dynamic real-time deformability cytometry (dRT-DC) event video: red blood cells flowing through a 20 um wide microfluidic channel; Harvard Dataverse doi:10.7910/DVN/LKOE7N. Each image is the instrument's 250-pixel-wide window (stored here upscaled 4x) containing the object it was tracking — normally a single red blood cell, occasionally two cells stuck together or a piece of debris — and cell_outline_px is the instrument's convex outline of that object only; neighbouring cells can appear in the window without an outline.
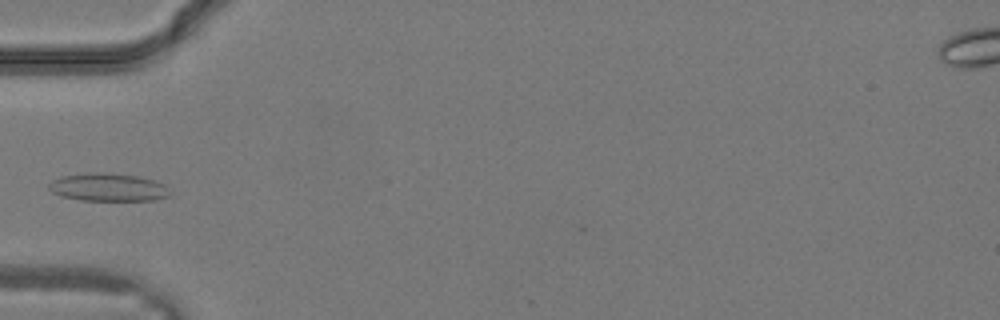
{"species": "common noctule bat (a hibernating species)", "species_latin": "Nyctalus noctula", "temperature_condition": "warm", "stored_images_in_passage": 29, "camera_frame_rate_fps": 3000, "um_per_image_px": 0.085, "animal": {"sex": "male", "body_mass_g": 19.2, "forearm_length_mm": 51.8}, "frame": {"image": 1, "passage_image": 9, "time_ms": 2.667, "image_size_px": [1000, 320], "cell_outline_px": [[172, 196], [152, 200], [80, 200], [60, 196], [52, 192], [48, 188], [48, 184], [52, 180], [60, 176], [88, 172], [100, 172], [136, 176], [152, 180], [164, 184], [168, 188]], "centroid_in_image_um": [9.15, 15.92], "position_along_channel_um": 75.8, "area_um2": 19.77}}
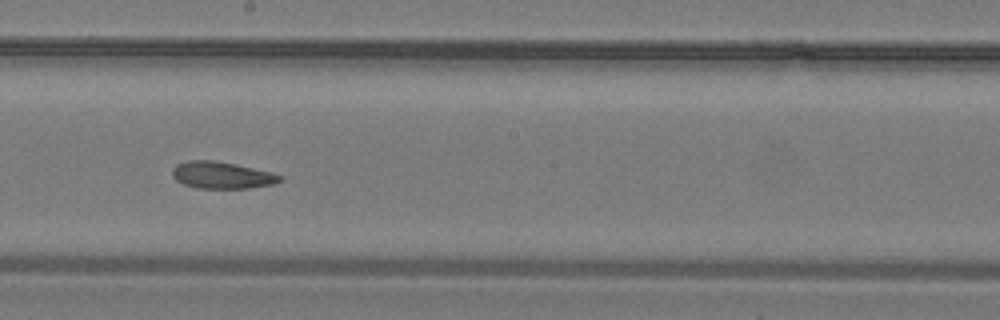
{"frame": {"image": 2, "passage_image": 16, "time_ms": 5.0, "image_size_px": [1000, 320], "cell_outline_px": [[284, 176], [280, 180], [272, 184], [248, 188], [196, 188], [184, 184], [176, 180], [172, 176], [172, 168], [176, 164], [188, 160], [216, 160], [272, 172]], "centroid_in_image_um": [18.82, 14.88], "position_along_channel_um": 229.4, "area_um2": 16.88}}
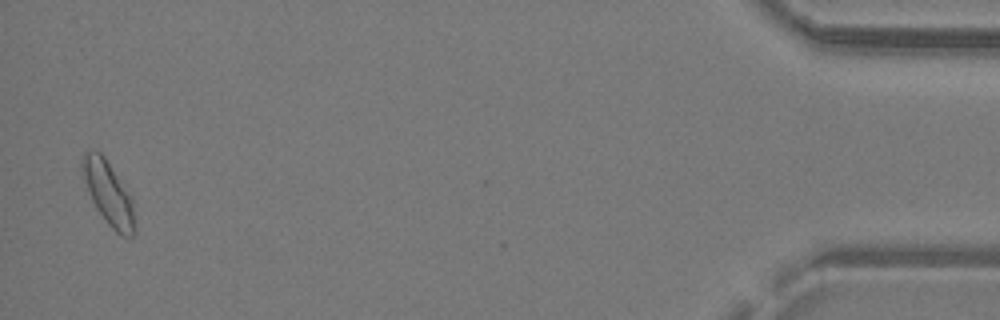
{"frame": {"image": 3, "passage_image": 29, "time_ms": 9.333, "image_size_px": [1000, 320], "cell_outline_px": [[136, 232], [132, 236], [120, 236], [108, 224], [96, 208], [92, 200], [84, 180], [80, 164], [80, 156], [84, 152], [100, 152], [104, 156], [132, 196], [136, 228]], "centroid_in_image_um": [9.23, 16.44], "position_along_channel_um": 426.0, "area_um2": 19.54}}